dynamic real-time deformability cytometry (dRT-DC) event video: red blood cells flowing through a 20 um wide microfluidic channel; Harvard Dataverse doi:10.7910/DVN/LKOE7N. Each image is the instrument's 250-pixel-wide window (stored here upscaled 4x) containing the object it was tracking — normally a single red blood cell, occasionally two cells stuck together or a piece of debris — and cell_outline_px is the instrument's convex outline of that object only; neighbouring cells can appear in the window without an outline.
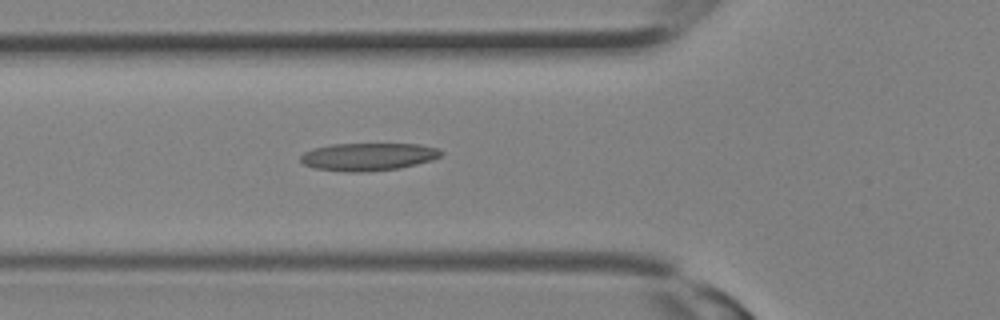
{"species": "Egyptian fruit bat (a non-hibernating species)", "species_latin": "Rousettus aegyptiacus", "temperature_condition": "room temperature", "stored_images_in_passage": 8, "camera_frame_rate_fps": 3000, "um_per_image_px": 0.085, "animal": {"sex": "female"}, "frame": {"image": 1, "passage_image": 6, "time_ms": 1.667, "image_size_px": [1000, 320], "cell_outline_px": [[444, 152], [440, 156], [432, 160], [400, 168], [364, 172], [348, 172], [312, 168], [304, 164], [300, 160], [300, 156], [304, 152], [312, 148], [332, 144], [420, 144], [436, 148]], "centroid_in_image_um": [31.27, 13.32], "position_along_channel_um": 94.5, "area_um2": 22.77}}
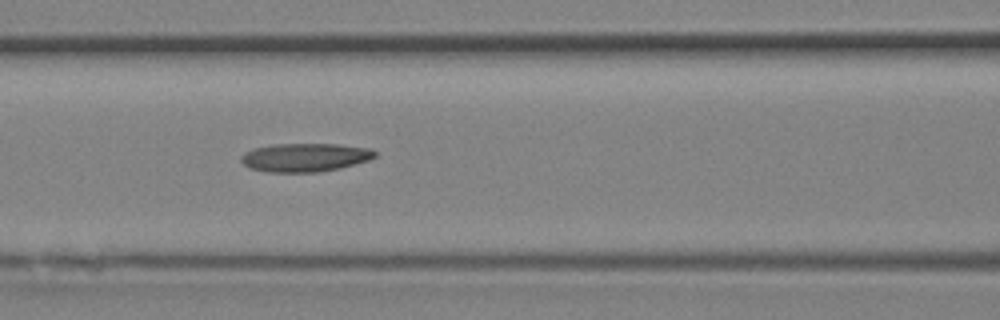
{"frame": {"image": 2, "passage_image": 8, "time_ms": 2.333, "image_size_px": [1000, 320], "cell_outline_px": [[376, 156], [368, 160], [340, 168], [316, 172], [268, 172], [248, 168], [240, 160], [240, 156], [244, 152], [252, 148], [272, 144], [336, 144], [372, 148], [376, 152]], "centroid_in_image_um": [25.89, 13.37], "position_along_channel_um": 140.7, "area_um2": 22.37}}